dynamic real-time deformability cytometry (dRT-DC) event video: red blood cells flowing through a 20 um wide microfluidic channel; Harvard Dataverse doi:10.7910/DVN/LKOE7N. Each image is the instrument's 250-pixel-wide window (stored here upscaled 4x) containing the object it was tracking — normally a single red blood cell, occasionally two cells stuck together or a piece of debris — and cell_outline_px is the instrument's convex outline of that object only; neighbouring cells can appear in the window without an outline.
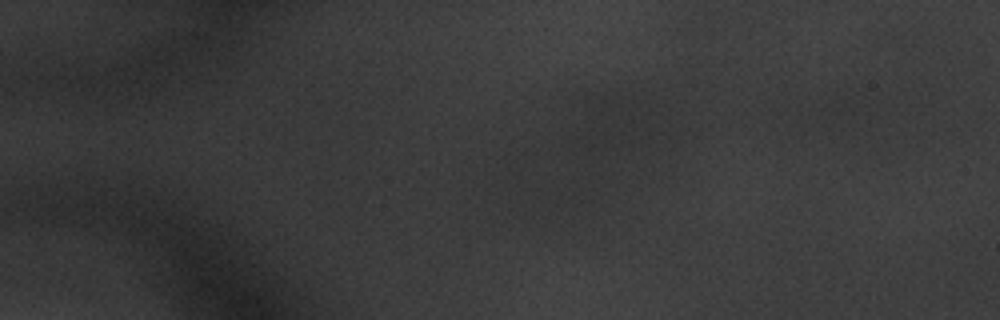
{"species": "common noctule bat (a hibernating species)", "species_latin": "Nyctalus noctula", "temperature_condition": "warm", "stored_images_in_passage": 3, "camera_frame_rate_fps": 3000, "um_per_image_px": 0.085, "animal": {"sex": "male", "body_mass_g": 20.1, "forearm_length_mm": 53.5}, "frame": {"image": 1, "passage_image": 2, "time_ms": 0.333, "image_size_px": [1000, 320], "cell_outline_px": [[604, 192], [572, 216], [520, 220], [500, 212], [500, 204], [544, 184], [568, 180], [572, 180], [588, 184]], "centroid_in_image_um": [46.85, 17.07], "position_along_channel_um": 38.2, "area_um2": 19.07}}